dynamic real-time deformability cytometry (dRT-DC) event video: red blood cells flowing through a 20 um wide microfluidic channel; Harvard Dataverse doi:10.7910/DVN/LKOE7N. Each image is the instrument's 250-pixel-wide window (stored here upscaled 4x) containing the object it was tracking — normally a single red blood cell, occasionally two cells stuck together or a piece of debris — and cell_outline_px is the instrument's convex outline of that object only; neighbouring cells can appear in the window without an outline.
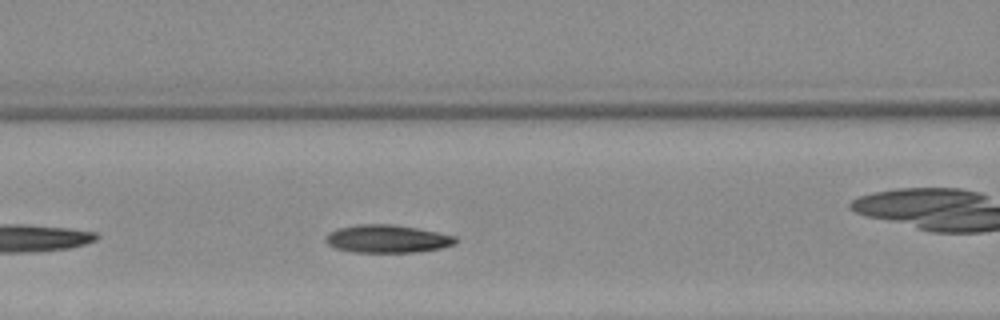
{"species": "Egyptian fruit bat (a non-hibernating species)", "species_latin": "Rousettus aegyptiacus", "temperature_condition": "warm", "stored_images_in_passage": 24, "camera_frame_rate_fps": 3000, "um_per_image_px": 0.085, "animal": {"sex": "female"}, "frame": {"image": 1, "passage_image": 8, "time_ms": 2.333, "image_size_px": [1000, 320], "cell_outline_px": [[456, 244], [440, 248], [420, 252], [352, 252], [336, 248], [328, 244], [324, 240], [328, 232], [340, 228], [360, 224], [392, 224], [416, 228], [456, 236]], "centroid_in_image_um": [32.91, 20.3], "position_along_channel_um": 133.7, "area_um2": 21.04}}
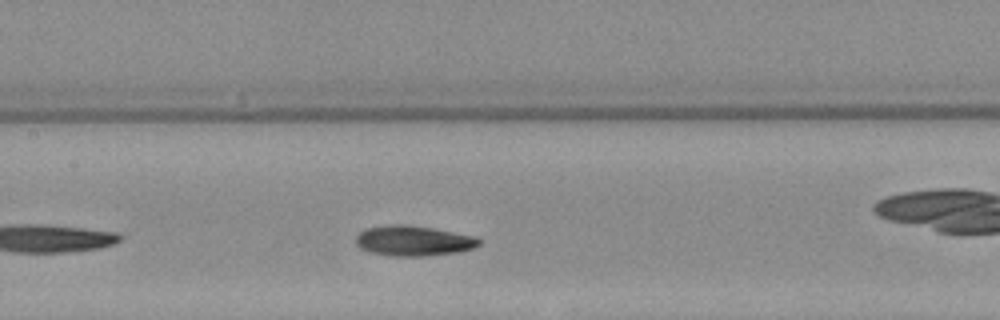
{"frame": {"image": 2, "passage_image": 11, "time_ms": 3.333, "image_size_px": [1000, 320], "cell_outline_px": [[480, 244], [472, 248], [460, 252], [424, 256], [392, 256], [368, 252], [360, 248], [356, 244], [356, 236], [360, 232], [368, 228], [392, 224], [408, 224], [432, 228], [476, 236], [480, 240]], "centroid_in_image_um": [35.14, 20.47], "position_along_channel_um": 172.3, "area_um2": 21.79}}